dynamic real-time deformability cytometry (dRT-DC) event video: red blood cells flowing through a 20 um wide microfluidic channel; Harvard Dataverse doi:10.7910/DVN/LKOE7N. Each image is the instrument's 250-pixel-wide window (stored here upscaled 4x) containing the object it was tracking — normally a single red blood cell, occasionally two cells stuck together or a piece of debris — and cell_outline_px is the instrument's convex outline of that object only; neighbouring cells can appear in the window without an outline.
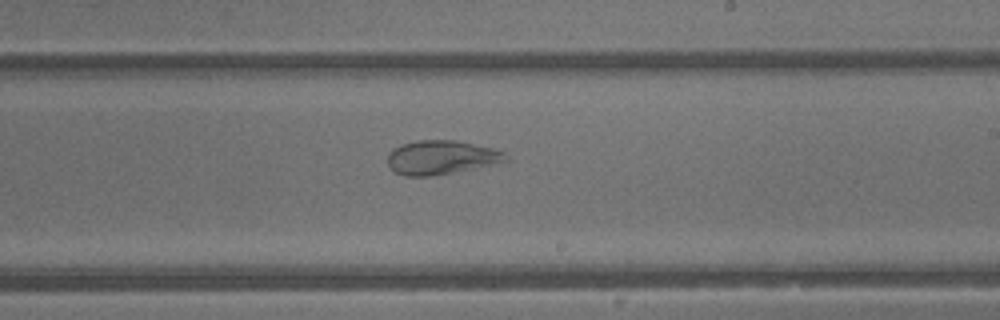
{"species": "common noctule bat (a hibernating species)", "species_latin": "Nyctalus noctula", "temperature_condition": "warm", "stored_images_in_passage": 25, "camera_frame_rate_fps": 3000, "um_per_image_px": 0.085, "animal": {"sex": "male", "body_mass_g": 13.3}, "frame": {"image": 1, "passage_image": 22, "time_ms": 7.0, "image_size_px": [1000, 320], "cell_outline_px": [[508, 160], [476, 168], [432, 176], [404, 176], [396, 172], [388, 164], [388, 152], [392, 148], [400, 144], [416, 140], [456, 140], [492, 148], [504, 152], [508, 156]], "centroid_in_image_um": [37.47, 13.37], "position_along_channel_um": 251.5, "area_um2": 23.41}}